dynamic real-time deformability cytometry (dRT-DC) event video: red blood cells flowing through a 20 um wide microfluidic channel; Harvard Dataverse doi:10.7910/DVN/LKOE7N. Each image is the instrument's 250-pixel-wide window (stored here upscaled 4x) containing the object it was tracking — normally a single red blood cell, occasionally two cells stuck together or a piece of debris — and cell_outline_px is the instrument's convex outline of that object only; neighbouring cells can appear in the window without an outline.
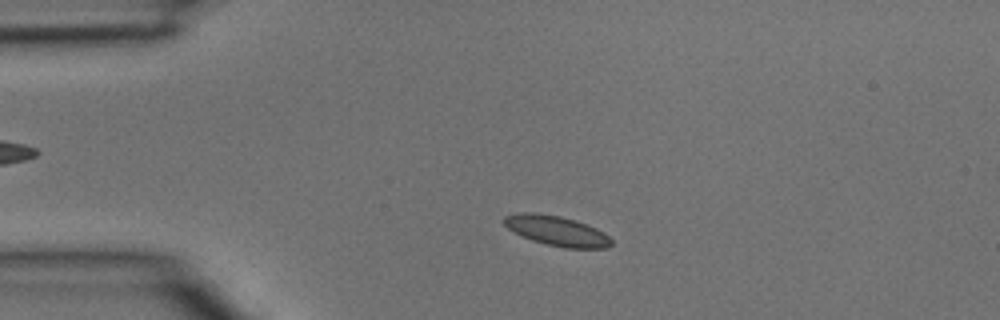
{"species": "common noctule bat (a hibernating species)", "species_latin": "Nyctalus noctula", "temperature_condition": "room temperature", "stored_images_in_passage": 38, "camera_frame_rate_fps": 3000, "um_per_image_px": 0.085, "animal": {"sex": "male", "body_mass_g": 15.6}, "frame": {"image": 1, "passage_image": 6, "time_ms": 1.667, "image_size_px": [1000, 320], "cell_outline_px": [[612, 244], [608, 248], [564, 248], [532, 240], [512, 232], [500, 220], [504, 216], [520, 212], [536, 212], [560, 216], [596, 228], [604, 232], [612, 240]], "centroid_in_image_um": [47.27, 19.61], "position_along_channel_um": 37.7, "area_um2": 18.73}}
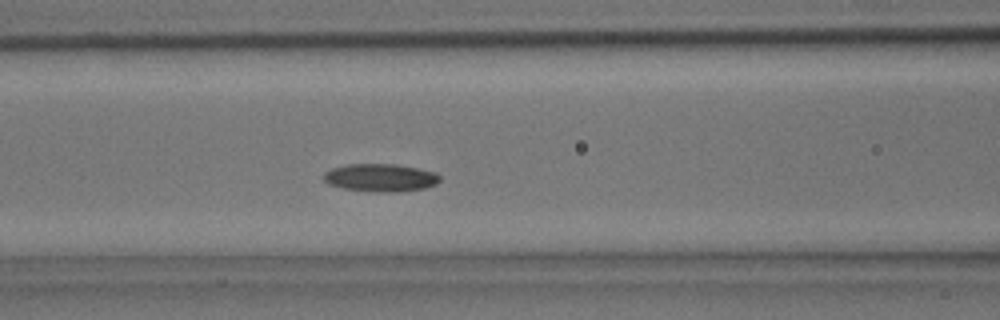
{"frame": {"image": 2, "passage_image": 14, "time_ms": 4.333, "image_size_px": [1000, 320], "cell_outline_px": [[440, 180], [436, 184], [424, 188], [400, 192], [372, 192], [344, 188], [328, 184], [324, 180], [324, 172], [332, 168], [348, 164], [396, 164], [436, 172], [440, 176]], "centroid_in_image_um": [32.35, 15.11], "position_along_channel_um": 134.3, "area_um2": 18.9}}
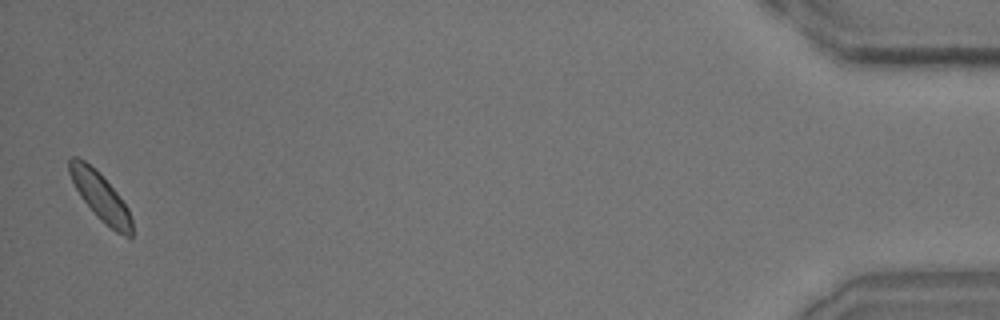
{"frame": {"image": 3, "passage_image": 38, "time_ms": 12.333, "image_size_px": [1000, 320], "cell_outline_px": [[132, 236], [124, 236], [116, 232], [100, 220], [96, 216], [80, 196], [68, 172], [68, 160], [72, 156], [76, 156], [84, 160], [116, 192], [128, 208], [132, 220]], "centroid_in_image_um": [8.52, 16.74], "position_along_channel_um": 426.7, "area_um2": 16.94}}